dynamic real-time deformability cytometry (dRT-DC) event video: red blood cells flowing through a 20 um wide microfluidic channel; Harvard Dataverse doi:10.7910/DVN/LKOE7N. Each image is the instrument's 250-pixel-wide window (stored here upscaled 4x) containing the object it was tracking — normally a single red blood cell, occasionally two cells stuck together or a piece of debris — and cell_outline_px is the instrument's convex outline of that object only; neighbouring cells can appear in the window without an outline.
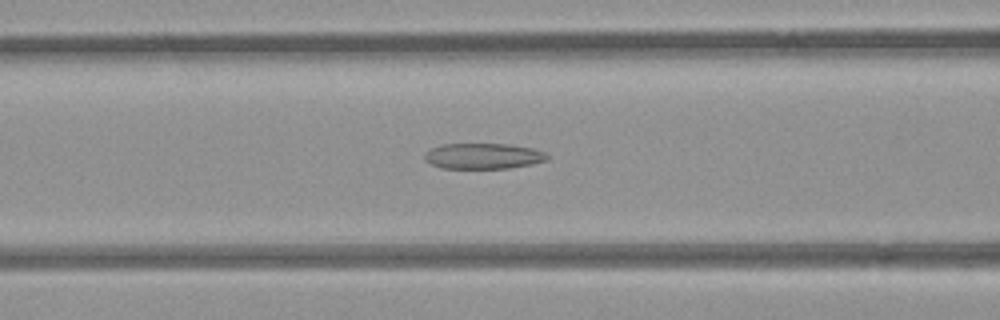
{"species": "common noctule bat (a hibernating species)", "species_latin": "Nyctalus noctula", "temperature_condition": "room temperature", "stored_images_in_passage": 36, "camera_frame_rate_fps": 3000, "um_per_image_px": 0.085, "animal": {"sex": "female", "body_mass_g": 21.9}, "frame": {"image": 1, "passage_image": 8, "time_ms": 2.333, "image_size_px": [1000, 320], "cell_outline_px": [[548, 160], [532, 164], [508, 168], [440, 168], [424, 160], [424, 152], [432, 148], [444, 144], [508, 144], [532, 148], [544, 152], [548, 156]], "centroid_in_image_um": [41.06, 13.27], "position_along_channel_um": 125.5, "area_um2": 18.32}}
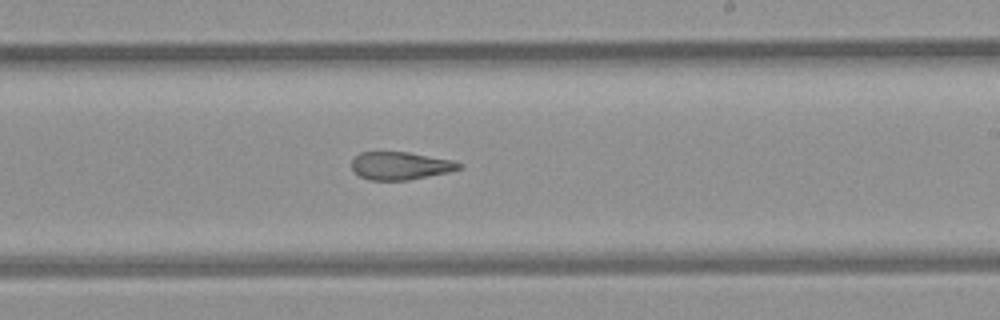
{"frame": {"image": 2, "passage_image": 18, "time_ms": 5.667, "image_size_px": [1000, 320], "cell_outline_px": [[464, 168], [448, 172], [408, 180], [368, 180], [360, 176], [352, 168], [352, 160], [360, 152], [408, 152], [452, 160], [464, 164]], "centroid_in_image_um": [34.06, 14.09], "position_along_channel_um": 254.9, "area_um2": 17.4}}
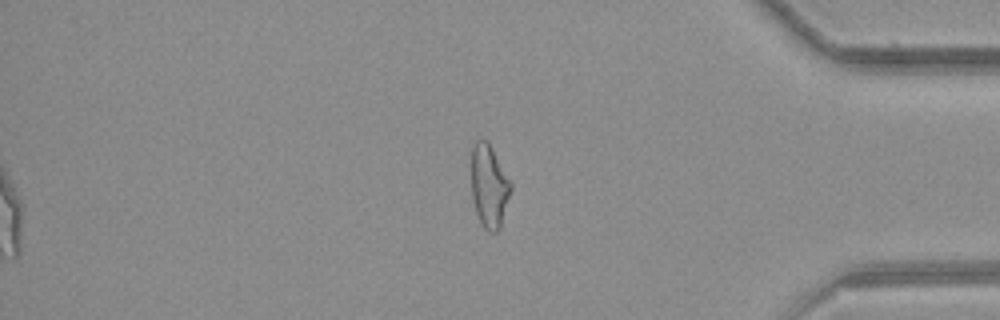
{"frame": {"image": 3, "passage_image": 31, "time_ms": 10.0, "image_size_px": [1000, 320], "cell_outline_px": [[512, 188], [500, 228], [496, 232], [488, 232], [480, 224], [476, 212], [472, 196], [472, 144], [476, 140], [488, 140], [512, 184]], "centroid_in_image_um": [41.58, 15.82], "position_along_channel_um": 393.6, "area_um2": 19.13}, "authors_computed_cell_mechanics": {"area_um2": 19.0162, "velocity_mm_per_s": 3.8889, "shape_relaxation_time_tau1_ms": null, "shape_relaxation_time_tau2_ms": 3.8657, "deformation_change_tau1": null, "deformation_change_tau2": 0.1452}}